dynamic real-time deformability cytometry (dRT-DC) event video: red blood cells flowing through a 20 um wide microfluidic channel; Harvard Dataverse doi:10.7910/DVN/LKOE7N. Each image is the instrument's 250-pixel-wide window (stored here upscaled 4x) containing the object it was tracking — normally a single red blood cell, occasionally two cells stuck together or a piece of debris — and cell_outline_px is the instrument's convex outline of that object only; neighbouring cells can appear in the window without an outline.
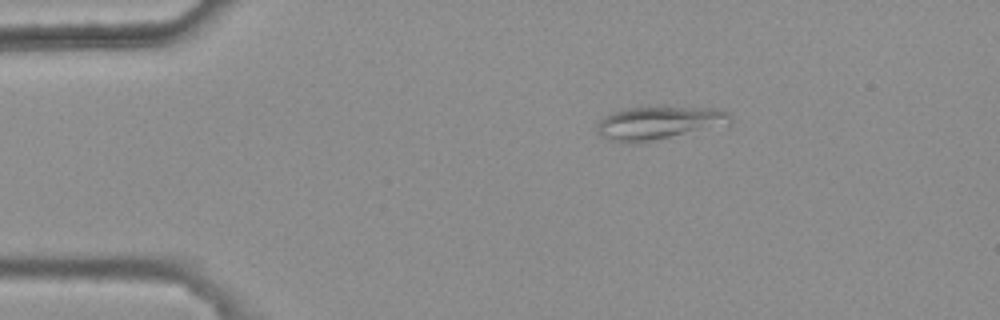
{"species": "common noctule bat (a hibernating species)", "species_latin": "Nyctalus noctula", "temperature_condition": "warm", "stored_images_in_passage": 8, "camera_frame_rate_fps": 3000, "um_per_image_px": 0.085, "animal": {"sex": "female", "body_mass_g": 25.1}, "frame": {"image": 1, "passage_image": 1, "time_ms": 0.0, "image_size_px": [1000, 320], "cell_outline_px": [[732, 124], [636, 144], [632, 144], [612, 140], [600, 136], [596, 132], [596, 124], [600, 120], [612, 112], [628, 108], [712, 108], [728, 112], [732, 116]], "centroid_in_image_um": [56.0, 10.48], "position_along_channel_um": 29.0, "area_um2": 25.61}}
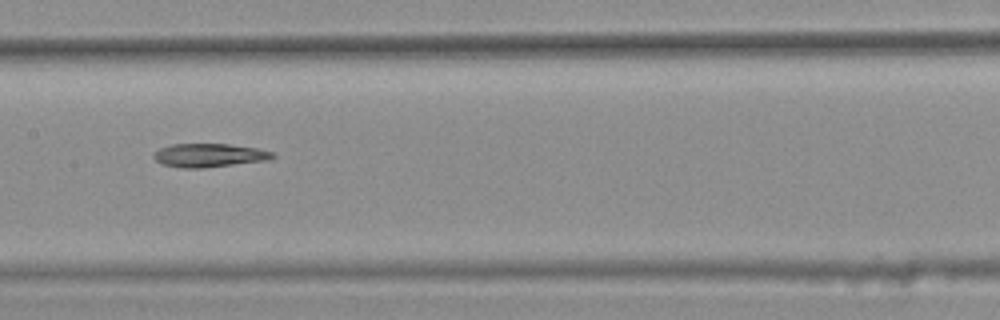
{"frame": {"image": 2, "passage_image": 6, "time_ms": 1.667, "image_size_px": [1000, 320], "cell_outline_px": [[276, 156], [268, 160], [200, 168], [180, 168], [164, 164], [156, 160], [152, 156], [152, 152], [160, 148], [172, 144], [228, 144], [256, 148], [272, 152]], "centroid_in_image_um": [17.74, 13.19], "position_along_channel_um": 189.7, "area_um2": 16.18}}
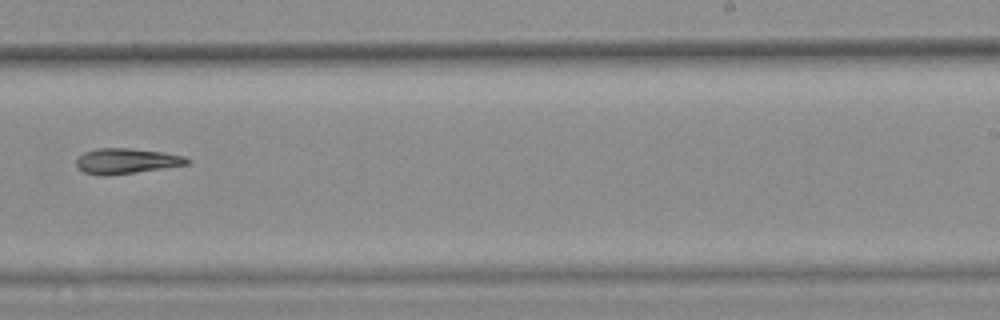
{"frame": {"image": 3, "passage_image": 8, "time_ms": 2.333, "image_size_px": [1000, 320], "cell_outline_px": [[192, 160], [188, 164], [136, 172], [104, 176], [100, 176], [84, 172], [76, 164], [76, 160], [84, 152], [96, 148], [128, 148], [164, 152], [184, 156]], "centroid_in_image_um": [10.75, 13.68], "position_along_channel_um": 278.3, "area_um2": 16.3}}